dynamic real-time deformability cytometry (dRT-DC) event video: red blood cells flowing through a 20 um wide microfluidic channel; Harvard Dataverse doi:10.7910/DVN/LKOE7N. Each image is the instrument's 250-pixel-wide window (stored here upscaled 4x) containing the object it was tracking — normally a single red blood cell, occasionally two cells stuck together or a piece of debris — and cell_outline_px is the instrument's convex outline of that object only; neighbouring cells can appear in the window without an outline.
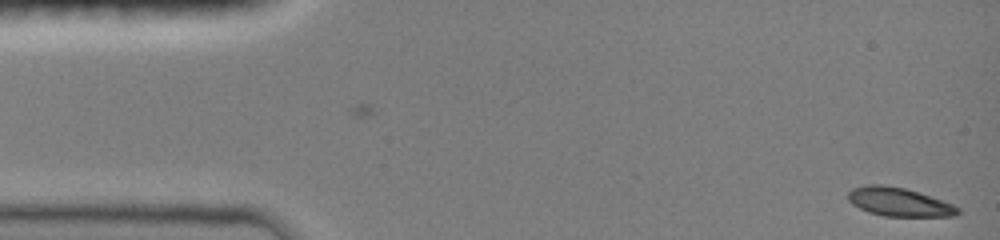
{"species": "common noctule bat (a hibernating species)", "species_latin": "Nyctalus noctula", "temperature_condition": "room temperature", "stored_images_in_passage": 2, "camera_frame_rate_fps": 3000, "um_per_image_px": 0.085, "animal": {"sex": "female", "body_mass_g": 19.0, "forearm_length_mm": 51.5}, "frame": {"image": 1, "passage_image": 2, "time_ms": 0.333, "image_size_px": [1000, 240], "cell_outline_px": [[960, 212], [956, 216], [884, 216], [868, 212], [852, 204], [848, 200], [848, 192], [852, 188], [868, 184], [880, 184], [904, 188], [952, 204], [960, 208]], "centroid_in_image_um": [76.38, 17.17], "position_along_channel_um": 8.6, "area_um2": 18.09}}